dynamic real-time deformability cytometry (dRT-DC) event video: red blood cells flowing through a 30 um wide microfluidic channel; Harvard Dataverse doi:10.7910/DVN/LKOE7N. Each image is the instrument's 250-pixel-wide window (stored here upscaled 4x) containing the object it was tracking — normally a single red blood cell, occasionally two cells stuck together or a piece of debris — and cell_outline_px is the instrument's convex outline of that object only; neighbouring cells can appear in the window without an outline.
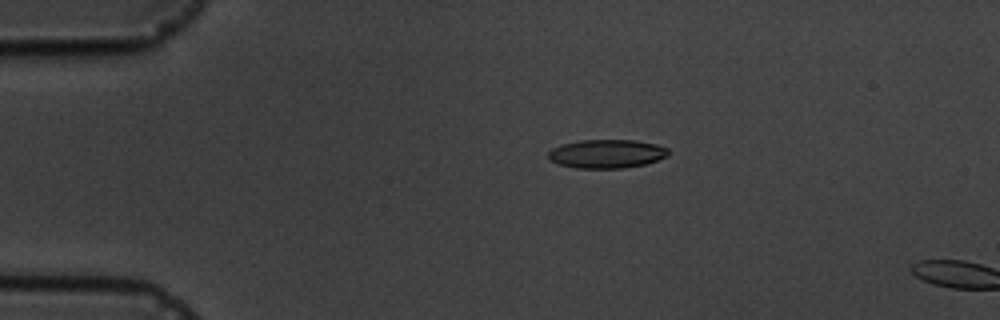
{"species": "common noctule bat (a hibernating species)", "species_latin": "Nyctalus noctula", "temperature_condition": "cold", "stored_images_in_passage": 5, "camera_frame_rate_fps": 3000, "um_per_image_px": 0.085, "animal": {"sex": "male", "body_mass_g": 19.5, "forearm_length_mm": 54.6}, "frame": {"image": 1, "passage_image": 4, "time_ms": 3.333, "image_size_px": [1000, 320], "cell_outline_px": [[668, 156], [644, 164], [624, 168], [576, 168], [560, 164], [548, 160], [548, 152], [552, 148], [560, 144], [580, 140], [636, 140], [656, 144], [668, 148]], "centroid_in_image_um": [51.54, 13.06], "position_along_channel_um": 33.5, "area_um2": 20.11}}